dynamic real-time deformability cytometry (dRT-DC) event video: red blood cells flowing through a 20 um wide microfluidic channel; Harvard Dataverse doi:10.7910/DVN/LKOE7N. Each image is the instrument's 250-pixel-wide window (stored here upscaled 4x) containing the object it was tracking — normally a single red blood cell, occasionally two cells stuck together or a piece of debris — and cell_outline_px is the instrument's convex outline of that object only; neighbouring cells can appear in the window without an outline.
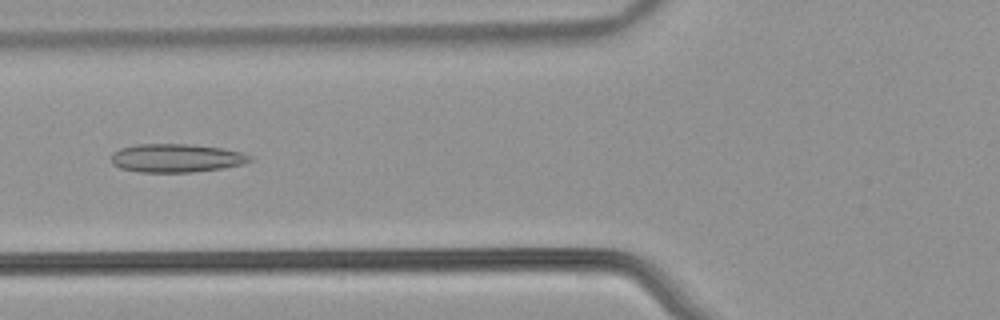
{"species": "common noctule bat (a hibernating species)", "species_latin": "Nyctalus noctula", "temperature_condition": "warm", "stored_images_in_passage": 53, "camera_frame_rate_fps": 3000, "um_per_image_px": 0.085, "animal": {"sex": "male", "body_mass_g": 21.5, "forearm_length_mm": 52.0}, "frame": {"image": 1, "passage_image": 21, "time_ms": 6.667, "image_size_px": [1000, 320], "cell_outline_px": [[252, 160], [244, 164], [224, 168], [192, 172], [140, 172], [120, 168], [112, 164], [112, 152], [120, 148], [136, 144], [188, 144], [220, 148], [240, 152], [252, 156]], "centroid_in_image_um": [14.97, 13.44], "position_along_channel_um": 110.8, "area_um2": 23.0}}
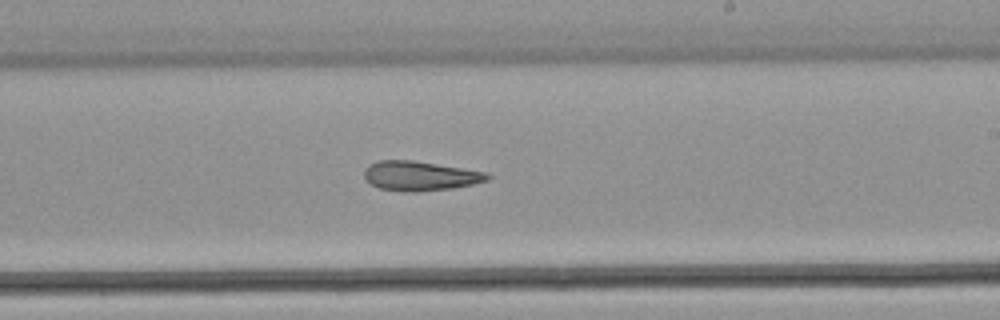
{"frame": {"image": 2, "passage_image": 32, "time_ms": 10.333, "image_size_px": [1000, 320], "cell_outline_px": [[492, 176], [488, 180], [472, 184], [452, 188], [420, 192], [400, 192], [380, 188], [372, 184], [364, 176], [364, 168], [376, 160], [412, 160], [484, 172]], "centroid_in_image_um": [35.66, 14.96], "position_along_channel_um": 253.3, "area_um2": 21.1}}
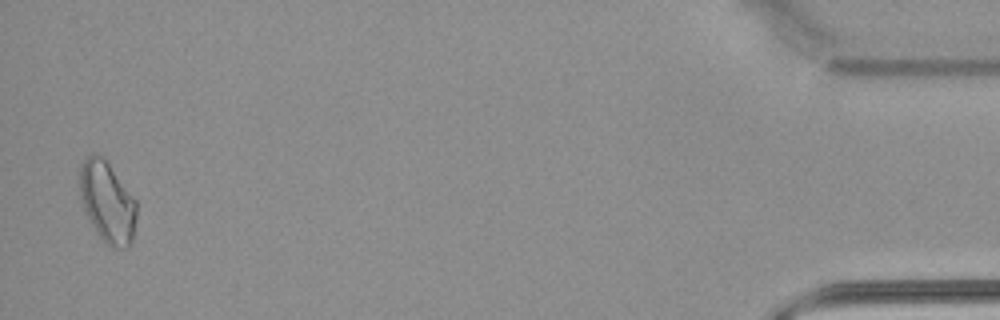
{"frame": {"image": 3, "passage_image": 52, "time_ms": 17.0, "image_size_px": [1000, 320], "cell_outline_px": [[136, 216], [132, 240], [128, 248], [112, 248], [96, 232], [80, 200], [76, 180], [80, 164], [92, 152], [100, 156], [108, 164], [136, 200]], "centroid_in_image_um": [9.07, 17.15], "position_along_channel_um": 426.1, "area_um2": 26.88}, "authors_computed_cell_mechanics": {"area_um2": 23.0622, "velocity_mm_per_s": 3.8897, "shape_relaxation_time_tau1_ms": 11.1715, "shape_relaxation_time_tau2_ms": 5.7445, "deformation_change_tau1": 0.2029, "deformation_change_tau2": 0.146}}